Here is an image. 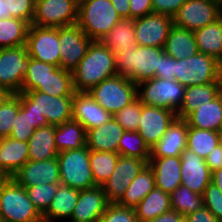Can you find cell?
I'll list each match as a JSON object with an SVG mask.
<instances>
[{
  "label": "cell",
  "instance_id": "obj_1",
  "mask_svg": "<svg viewBox=\"0 0 222 222\" xmlns=\"http://www.w3.org/2000/svg\"><path fill=\"white\" fill-rule=\"evenodd\" d=\"M72 75L75 91L88 92L103 80L118 75L115 55L101 41H92Z\"/></svg>",
  "mask_w": 222,
  "mask_h": 222
},
{
  "label": "cell",
  "instance_id": "obj_2",
  "mask_svg": "<svg viewBox=\"0 0 222 222\" xmlns=\"http://www.w3.org/2000/svg\"><path fill=\"white\" fill-rule=\"evenodd\" d=\"M164 48L137 46L115 55L117 74L135 84L156 77Z\"/></svg>",
  "mask_w": 222,
  "mask_h": 222
},
{
  "label": "cell",
  "instance_id": "obj_3",
  "mask_svg": "<svg viewBox=\"0 0 222 222\" xmlns=\"http://www.w3.org/2000/svg\"><path fill=\"white\" fill-rule=\"evenodd\" d=\"M120 19L111 0H82L78 5L77 25L93 41H101Z\"/></svg>",
  "mask_w": 222,
  "mask_h": 222
},
{
  "label": "cell",
  "instance_id": "obj_4",
  "mask_svg": "<svg viewBox=\"0 0 222 222\" xmlns=\"http://www.w3.org/2000/svg\"><path fill=\"white\" fill-rule=\"evenodd\" d=\"M0 214L5 222L43 221V216L28 198L25 188L11 177L0 182Z\"/></svg>",
  "mask_w": 222,
  "mask_h": 222
},
{
  "label": "cell",
  "instance_id": "obj_5",
  "mask_svg": "<svg viewBox=\"0 0 222 222\" xmlns=\"http://www.w3.org/2000/svg\"><path fill=\"white\" fill-rule=\"evenodd\" d=\"M175 80L184 87L222 82V63L198 52L194 56L177 60Z\"/></svg>",
  "mask_w": 222,
  "mask_h": 222
},
{
  "label": "cell",
  "instance_id": "obj_6",
  "mask_svg": "<svg viewBox=\"0 0 222 222\" xmlns=\"http://www.w3.org/2000/svg\"><path fill=\"white\" fill-rule=\"evenodd\" d=\"M185 87L177 80L154 77L137 84V98L142 104L161 107L175 113L180 109Z\"/></svg>",
  "mask_w": 222,
  "mask_h": 222
},
{
  "label": "cell",
  "instance_id": "obj_7",
  "mask_svg": "<svg viewBox=\"0 0 222 222\" xmlns=\"http://www.w3.org/2000/svg\"><path fill=\"white\" fill-rule=\"evenodd\" d=\"M89 157L90 149L87 146L59 152L60 184L79 191L97 186L92 177Z\"/></svg>",
  "mask_w": 222,
  "mask_h": 222
},
{
  "label": "cell",
  "instance_id": "obj_8",
  "mask_svg": "<svg viewBox=\"0 0 222 222\" xmlns=\"http://www.w3.org/2000/svg\"><path fill=\"white\" fill-rule=\"evenodd\" d=\"M88 93L103 109L114 116L137 98V84L116 75L103 80Z\"/></svg>",
  "mask_w": 222,
  "mask_h": 222
},
{
  "label": "cell",
  "instance_id": "obj_9",
  "mask_svg": "<svg viewBox=\"0 0 222 222\" xmlns=\"http://www.w3.org/2000/svg\"><path fill=\"white\" fill-rule=\"evenodd\" d=\"M73 97H55L37 90L19 93L20 104L43 114L49 125L72 120Z\"/></svg>",
  "mask_w": 222,
  "mask_h": 222
},
{
  "label": "cell",
  "instance_id": "obj_10",
  "mask_svg": "<svg viewBox=\"0 0 222 222\" xmlns=\"http://www.w3.org/2000/svg\"><path fill=\"white\" fill-rule=\"evenodd\" d=\"M28 67L26 45L0 49V89L9 94L20 93Z\"/></svg>",
  "mask_w": 222,
  "mask_h": 222
},
{
  "label": "cell",
  "instance_id": "obj_11",
  "mask_svg": "<svg viewBox=\"0 0 222 222\" xmlns=\"http://www.w3.org/2000/svg\"><path fill=\"white\" fill-rule=\"evenodd\" d=\"M220 18V0H186L173 17V25L194 32Z\"/></svg>",
  "mask_w": 222,
  "mask_h": 222
},
{
  "label": "cell",
  "instance_id": "obj_12",
  "mask_svg": "<svg viewBox=\"0 0 222 222\" xmlns=\"http://www.w3.org/2000/svg\"><path fill=\"white\" fill-rule=\"evenodd\" d=\"M26 47L28 55L33 59L59 67L58 28L29 25Z\"/></svg>",
  "mask_w": 222,
  "mask_h": 222
},
{
  "label": "cell",
  "instance_id": "obj_13",
  "mask_svg": "<svg viewBox=\"0 0 222 222\" xmlns=\"http://www.w3.org/2000/svg\"><path fill=\"white\" fill-rule=\"evenodd\" d=\"M78 5L71 0H36L32 25L63 27L77 24Z\"/></svg>",
  "mask_w": 222,
  "mask_h": 222
},
{
  "label": "cell",
  "instance_id": "obj_14",
  "mask_svg": "<svg viewBox=\"0 0 222 222\" xmlns=\"http://www.w3.org/2000/svg\"><path fill=\"white\" fill-rule=\"evenodd\" d=\"M58 39L60 43L59 67L72 72L86 55L93 40L86 36L77 24L59 27Z\"/></svg>",
  "mask_w": 222,
  "mask_h": 222
},
{
  "label": "cell",
  "instance_id": "obj_15",
  "mask_svg": "<svg viewBox=\"0 0 222 222\" xmlns=\"http://www.w3.org/2000/svg\"><path fill=\"white\" fill-rule=\"evenodd\" d=\"M147 164L143 159L120 155L110 178L102 184L107 201L118 203L125 195L131 181Z\"/></svg>",
  "mask_w": 222,
  "mask_h": 222
},
{
  "label": "cell",
  "instance_id": "obj_16",
  "mask_svg": "<svg viewBox=\"0 0 222 222\" xmlns=\"http://www.w3.org/2000/svg\"><path fill=\"white\" fill-rule=\"evenodd\" d=\"M173 18L150 13L134 19L135 39L138 46L164 48Z\"/></svg>",
  "mask_w": 222,
  "mask_h": 222
},
{
  "label": "cell",
  "instance_id": "obj_17",
  "mask_svg": "<svg viewBox=\"0 0 222 222\" xmlns=\"http://www.w3.org/2000/svg\"><path fill=\"white\" fill-rule=\"evenodd\" d=\"M176 118L177 114L171 110L141 103V118L137 132L151 149Z\"/></svg>",
  "mask_w": 222,
  "mask_h": 222
},
{
  "label": "cell",
  "instance_id": "obj_18",
  "mask_svg": "<svg viewBox=\"0 0 222 222\" xmlns=\"http://www.w3.org/2000/svg\"><path fill=\"white\" fill-rule=\"evenodd\" d=\"M11 178L24 188L39 184H60L58 159L28 160Z\"/></svg>",
  "mask_w": 222,
  "mask_h": 222
},
{
  "label": "cell",
  "instance_id": "obj_19",
  "mask_svg": "<svg viewBox=\"0 0 222 222\" xmlns=\"http://www.w3.org/2000/svg\"><path fill=\"white\" fill-rule=\"evenodd\" d=\"M212 172L205 160L196 153L185 149L181 154V185L203 195L211 183Z\"/></svg>",
  "mask_w": 222,
  "mask_h": 222
},
{
  "label": "cell",
  "instance_id": "obj_20",
  "mask_svg": "<svg viewBox=\"0 0 222 222\" xmlns=\"http://www.w3.org/2000/svg\"><path fill=\"white\" fill-rule=\"evenodd\" d=\"M109 204L102 186L80 190L69 222H99Z\"/></svg>",
  "mask_w": 222,
  "mask_h": 222
},
{
  "label": "cell",
  "instance_id": "obj_21",
  "mask_svg": "<svg viewBox=\"0 0 222 222\" xmlns=\"http://www.w3.org/2000/svg\"><path fill=\"white\" fill-rule=\"evenodd\" d=\"M113 116L103 109L88 92H76L73 97L72 119L86 130L97 128Z\"/></svg>",
  "mask_w": 222,
  "mask_h": 222
},
{
  "label": "cell",
  "instance_id": "obj_22",
  "mask_svg": "<svg viewBox=\"0 0 222 222\" xmlns=\"http://www.w3.org/2000/svg\"><path fill=\"white\" fill-rule=\"evenodd\" d=\"M187 131V121L176 118L163 137L150 149V158L181 156L187 147Z\"/></svg>",
  "mask_w": 222,
  "mask_h": 222
},
{
  "label": "cell",
  "instance_id": "obj_23",
  "mask_svg": "<svg viewBox=\"0 0 222 222\" xmlns=\"http://www.w3.org/2000/svg\"><path fill=\"white\" fill-rule=\"evenodd\" d=\"M148 165L154 173L155 187L171 194L181 185V156L150 158Z\"/></svg>",
  "mask_w": 222,
  "mask_h": 222
},
{
  "label": "cell",
  "instance_id": "obj_24",
  "mask_svg": "<svg viewBox=\"0 0 222 222\" xmlns=\"http://www.w3.org/2000/svg\"><path fill=\"white\" fill-rule=\"evenodd\" d=\"M124 131L122 126L112 118L86 132V146L94 151L118 153V144Z\"/></svg>",
  "mask_w": 222,
  "mask_h": 222
},
{
  "label": "cell",
  "instance_id": "obj_25",
  "mask_svg": "<svg viewBox=\"0 0 222 222\" xmlns=\"http://www.w3.org/2000/svg\"><path fill=\"white\" fill-rule=\"evenodd\" d=\"M29 160V143L9 137L0 138V170L12 177Z\"/></svg>",
  "mask_w": 222,
  "mask_h": 222
},
{
  "label": "cell",
  "instance_id": "obj_26",
  "mask_svg": "<svg viewBox=\"0 0 222 222\" xmlns=\"http://www.w3.org/2000/svg\"><path fill=\"white\" fill-rule=\"evenodd\" d=\"M222 92V82L185 87L183 103L177 111V118L186 119L201 105L209 103Z\"/></svg>",
  "mask_w": 222,
  "mask_h": 222
},
{
  "label": "cell",
  "instance_id": "obj_27",
  "mask_svg": "<svg viewBox=\"0 0 222 222\" xmlns=\"http://www.w3.org/2000/svg\"><path fill=\"white\" fill-rule=\"evenodd\" d=\"M78 197L79 190L59 184L48 211L43 215V221L69 222Z\"/></svg>",
  "mask_w": 222,
  "mask_h": 222
},
{
  "label": "cell",
  "instance_id": "obj_28",
  "mask_svg": "<svg viewBox=\"0 0 222 222\" xmlns=\"http://www.w3.org/2000/svg\"><path fill=\"white\" fill-rule=\"evenodd\" d=\"M185 120L188 126L222 133V92L209 103L201 105Z\"/></svg>",
  "mask_w": 222,
  "mask_h": 222
},
{
  "label": "cell",
  "instance_id": "obj_29",
  "mask_svg": "<svg viewBox=\"0 0 222 222\" xmlns=\"http://www.w3.org/2000/svg\"><path fill=\"white\" fill-rule=\"evenodd\" d=\"M164 52L177 60L196 55L198 48L194 32L173 25L168 33Z\"/></svg>",
  "mask_w": 222,
  "mask_h": 222
},
{
  "label": "cell",
  "instance_id": "obj_30",
  "mask_svg": "<svg viewBox=\"0 0 222 222\" xmlns=\"http://www.w3.org/2000/svg\"><path fill=\"white\" fill-rule=\"evenodd\" d=\"M55 125L42 126L34 130L29 143V160L42 161L58 155L54 140Z\"/></svg>",
  "mask_w": 222,
  "mask_h": 222
},
{
  "label": "cell",
  "instance_id": "obj_31",
  "mask_svg": "<svg viewBox=\"0 0 222 222\" xmlns=\"http://www.w3.org/2000/svg\"><path fill=\"white\" fill-rule=\"evenodd\" d=\"M101 42L110 49L114 55L127 49L136 48L134 19L121 18L119 22L107 33Z\"/></svg>",
  "mask_w": 222,
  "mask_h": 222
},
{
  "label": "cell",
  "instance_id": "obj_32",
  "mask_svg": "<svg viewBox=\"0 0 222 222\" xmlns=\"http://www.w3.org/2000/svg\"><path fill=\"white\" fill-rule=\"evenodd\" d=\"M154 188V173L147 164L131 181L125 195L117 204L121 207L135 208Z\"/></svg>",
  "mask_w": 222,
  "mask_h": 222
},
{
  "label": "cell",
  "instance_id": "obj_33",
  "mask_svg": "<svg viewBox=\"0 0 222 222\" xmlns=\"http://www.w3.org/2000/svg\"><path fill=\"white\" fill-rule=\"evenodd\" d=\"M199 53L210 55L222 63V18L194 31Z\"/></svg>",
  "mask_w": 222,
  "mask_h": 222
},
{
  "label": "cell",
  "instance_id": "obj_34",
  "mask_svg": "<svg viewBox=\"0 0 222 222\" xmlns=\"http://www.w3.org/2000/svg\"><path fill=\"white\" fill-rule=\"evenodd\" d=\"M54 140L57 151H68L86 146V130L75 120L55 125Z\"/></svg>",
  "mask_w": 222,
  "mask_h": 222
},
{
  "label": "cell",
  "instance_id": "obj_35",
  "mask_svg": "<svg viewBox=\"0 0 222 222\" xmlns=\"http://www.w3.org/2000/svg\"><path fill=\"white\" fill-rule=\"evenodd\" d=\"M170 194L155 187L144 199L134 208L139 222H147L157 216L171 211Z\"/></svg>",
  "mask_w": 222,
  "mask_h": 222
},
{
  "label": "cell",
  "instance_id": "obj_36",
  "mask_svg": "<svg viewBox=\"0 0 222 222\" xmlns=\"http://www.w3.org/2000/svg\"><path fill=\"white\" fill-rule=\"evenodd\" d=\"M36 90L55 97L74 96L72 72L56 67Z\"/></svg>",
  "mask_w": 222,
  "mask_h": 222
},
{
  "label": "cell",
  "instance_id": "obj_37",
  "mask_svg": "<svg viewBox=\"0 0 222 222\" xmlns=\"http://www.w3.org/2000/svg\"><path fill=\"white\" fill-rule=\"evenodd\" d=\"M221 132L188 126L187 149L205 159L220 143Z\"/></svg>",
  "mask_w": 222,
  "mask_h": 222
},
{
  "label": "cell",
  "instance_id": "obj_38",
  "mask_svg": "<svg viewBox=\"0 0 222 222\" xmlns=\"http://www.w3.org/2000/svg\"><path fill=\"white\" fill-rule=\"evenodd\" d=\"M29 24L20 19H0V49L26 45Z\"/></svg>",
  "mask_w": 222,
  "mask_h": 222
},
{
  "label": "cell",
  "instance_id": "obj_39",
  "mask_svg": "<svg viewBox=\"0 0 222 222\" xmlns=\"http://www.w3.org/2000/svg\"><path fill=\"white\" fill-rule=\"evenodd\" d=\"M119 156L118 153L90 150L91 173L97 186H102L110 178Z\"/></svg>",
  "mask_w": 222,
  "mask_h": 222
},
{
  "label": "cell",
  "instance_id": "obj_40",
  "mask_svg": "<svg viewBox=\"0 0 222 222\" xmlns=\"http://www.w3.org/2000/svg\"><path fill=\"white\" fill-rule=\"evenodd\" d=\"M170 200L171 210L184 217L204 206L202 195L182 185L170 194Z\"/></svg>",
  "mask_w": 222,
  "mask_h": 222
},
{
  "label": "cell",
  "instance_id": "obj_41",
  "mask_svg": "<svg viewBox=\"0 0 222 222\" xmlns=\"http://www.w3.org/2000/svg\"><path fill=\"white\" fill-rule=\"evenodd\" d=\"M118 154L127 157L150 160V148L137 131L125 130L118 144Z\"/></svg>",
  "mask_w": 222,
  "mask_h": 222
},
{
  "label": "cell",
  "instance_id": "obj_42",
  "mask_svg": "<svg viewBox=\"0 0 222 222\" xmlns=\"http://www.w3.org/2000/svg\"><path fill=\"white\" fill-rule=\"evenodd\" d=\"M56 67L55 65L35 60L29 56V67L22 84L21 92L36 90Z\"/></svg>",
  "mask_w": 222,
  "mask_h": 222
},
{
  "label": "cell",
  "instance_id": "obj_43",
  "mask_svg": "<svg viewBox=\"0 0 222 222\" xmlns=\"http://www.w3.org/2000/svg\"><path fill=\"white\" fill-rule=\"evenodd\" d=\"M20 109L18 94H7L0 103V138L9 137L14 120Z\"/></svg>",
  "mask_w": 222,
  "mask_h": 222
},
{
  "label": "cell",
  "instance_id": "obj_44",
  "mask_svg": "<svg viewBox=\"0 0 222 222\" xmlns=\"http://www.w3.org/2000/svg\"><path fill=\"white\" fill-rule=\"evenodd\" d=\"M58 185L59 184H39L25 188L28 198L42 216L48 211L58 189Z\"/></svg>",
  "mask_w": 222,
  "mask_h": 222
},
{
  "label": "cell",
  "instance_id": "obj_45",
  "mask_svg": "<svg viewBox=\"0 0 222 222\" xmlns=\"http://www.w3.org/2000/svg\"><path fill=\"white\" fill-rule=\"evenodd\" d=\"M113 118L127 131H137L141 118V102L136 98L118 111Z\"/></svg>",
  "mask_w": 222,
  "mask_h": 222
},
{
  "label": "cell",
  "instance_id": "obj_46",
  "mask_svg": "<svg viewBox=\"0 0 222 222\" xmlns=\"http://www.w3.org/2000/svg\"><path fill=\"white\" fill-rule=\"evenodd\" d=\"M36 0H6L5 19L11 17L24 20L29 25L33 21Z\"/></svg>",
  "mask_w": 222,
  "mask_h": 222
},
{
  "label": "cell",
  "instance_id": "obj_47",
  "mask_svg": "<svg viewBox=\"0 0 222 222\" xmlns=\"http://www.w3.org/2000/svg\"><path fill=\"white\" fill-rule=\"evenodd\" d=\"M35 128L29 119L28 110L20 104L17 116L11 128L10 137L19 141L28 142Z\"/></svg>",
  "mask_w": 222,
  "mask_h": 222
},
{
  "label": "cell",
  "instance_id": "obj_48",
  "mask_svg": "<svg viewBox=\"0 0 222 222\" xmlns=\"http://www.w3.org/2000/svg\"><path fill=\"white\" fill-rule=\"evenodd\" d=\"M99 222H139L134 208L121 207L110 203Z\"/></svg>",
  "mask_w": 222,
  "mask_h": 222
},
{
  "label": "cell",
  "instance_id": "obj_49",
  "mask_svg": "<svg viewBox=\"0 0 222 222\" xmlns=\"http://www.w3.org/2000/svg\"><path fill=\"white\" fill-rule=\"evenodd\" d=\"M203 197V205L220 222L222 221V193L212 182L206 187Z\"/></svg>",
  "mask_w": 222,
  "mask_h": 222
},
{
  "label": "cell",
  "instance_id": "obj_50",
  "mask_svg": "<svg viewBox=\"0 0 222 222\" xmlns=\"http://www.w3.org/2000/svg\"><path fill=\"white\" fill-rule=\"evenodd\" d=\"M186 0H152L153 13L174 17Z\"/></svg>",
  "mask_w": 222,
  "mask_h": 222
},
{
  "label": "cell",
  "instance_id": "obj_51",
  "mask_svg": "<svg viewBox=\"0 0 222 222\" xmlns=\"http://www.w3.org/2000/svg\"><path fill=\"white\" fill-rule=\"evenodd\" d=\"M175 64H177V59L163 52L159 56V70H156V77L174 80L175 79Z\"/></svg>",
  "mask_w": 222,
  "mask_h": 222
},
{
  "label": "cell",
  "instance_id": "obj_52",
  "mask_svg": "<svg viewBox=\"0 0 222 222\" xmlns=\"http://www.w3.org/2000/svg\"><path fill=\"white\" fill-rule=\"evenodd\" d=\"M130 19L153 13L152 0H129Z\"/></svg>",
  "mask_w": 222,
  "mask_h": 222
},
{
  "label": "cell",
  "instance_id": "obj_53",
  "mask_svg": "<svg viewBox=\"0 0 222 222\" xmlns=\"http://www.w3.org/2000/svg\"><path fill=\"white\" fill-rule=\"evenodd\" d=\"M204 160L211 172L222 168V146L218 144Z\"/></svg>",
  "mask_w": 222,
  "mask_h": 222
},
{
  "label": "cell",
  "instance_id": "obj_54",
  "mask_svg": "<svg viewBox=\"0 0 222 222\" xmlns=\"http://www.w3.org/2000/svg\"><path fill=\"white\" fill-rule=\"evenodd\" d=\"M188 222H220L206 207L185 216Z\"/></svg>",
  "mask_w": 222,
  "mask_h": 222
},
{
  "label": "cell",
  "instance_id": "obj_55",
  "mask_svg": "<svg viewBox=\"0 0 222 222\" xmlns=\"http://www.w3.org/2000/svg\"><path fill=\"white\" fill-rule=\"evenodd\" d=\"M26 109L28 110V115L32 123V126L35 129L49 125L45 116L43 114H40L36 109H31V108H26Z\"/></svg>",
  "mask_w": 222,
  "mask_h": 222
},
{
  "label": "cell",
  "instance_id": "obj_56",
  "mask_svg": "<svg viewBox=\"0 0 222 222\" xmlns=\"http://www.w3.org/2000/svg\"><path fill=\"white\" fill-rule=\"evenodd\" d=\"M111 2L121 18L130 19L129 0H111Z\"/></svg>",
  "mask_w": 222,
  "mask_h": 222
},
{
  "label": "cell",
  "instance_id": "obj_57",
  "mask_svg": "<svg viewBox=\"0 0 222 222\" xmlns=\"http://www.w3.org/2000/svg\"><path fill=\"white\" fill-rule=\"evenodd\" d=\"M180 214H178L176 211H169L165 214H162L160 216L155 217L152 220H149L147 222H179V220L182 218Z\"/></svg>",
  "mask_w": 222,
  "mask_h": 222
},
{
  "label": "cell",
  "instance_id": "obj_58",
  "mask_svg": "<svg viewBox=\"0 0 222 222\" xmlns=\"http://www.w3.org/2000/svg\"><path fill=\"white\" fill-rule=\"evenodd\" d=\"M211 182L218 187L222 193V168L212 172Z\"/></svg>",
  "mask_w": 222,
  "mask_h": 222
},
{
  "label": "cell",
  "instance_id": "obj_59",
  "mask_svg": "<svg viewBox=\"0 0 222 222\" xmlns=\"http://www.w3.org/2000/svg\"><path fill=\"white\" fill-rule=\"evenodd\" d=\"M6 0H0V19H5Z\"/></svg>",
  "mask_w": 222,
  "mask_h": 222
},
{
  "label": "cell",
  "instance_id": "obj_60",
  "mask_svg": "<svg viewBox=\"0 0 222 222\" xmlns=\"http://www.w3.org/2000/svg\"><path fill=\"white\" fill-rule=\"evenodd\" d=\"M8 93H6L5 91H3L2 89H0V103L2 101V99L7 95Z\"/></svg>",
  "mask_w": 222,
  "mask_h": 222
},
{
  "label": "cell",
  "instance_id": "obj_61",
  "mask_svg": "<svg viewBox=\"0 0 222 222\" xmlns=\"http://www.w3.org/2000/svg\"><path fill=\"white\" fill-rule=\"evenodd\" d=\"M8 177L0 170V182L4 181Z\"/></svg>",
  "mask_w": 222,
  "mask_h": 222
},
{
  "label": "cell",
  "instance_id": "obj_62",
  "mask_svg": "<svg viewBox=\"0 0 222 222\" xmlns=\"http://www.w3.org/2000/svg\"><path fill=\"white\" fill-rule=\"evenodd\" d=\"M179 222H188V221H187L186 217L183 216V217L179 220Z\"/></svg>",
  "mask_w": 222,
  "mask_h": 222
},
{
  "label": "cell",
  "instance_id": "obj_63",
  "mask_svg": "<svg viewBox=\"0 0 222 222\" xmlns=\"http://www.w3.org/2000/svg\"><path fill=\"white\" fill-rule=\"evenodd\" d=\"M71 1H73V2H75L77 5H79L82 0H71Z\"/></svg>",
  "mask_w": 222,
  "mask_h": 222
},
{
  "label": "cell",
  "instance_id": "obj_64",
  "mask_svg": "<svg viewBox=\"0 0 222 222\" xmlns=\"http://www.w3.org/2000/svg\"><path fill=\"white\" fill-rule=\"evenodd\" d=\"M0 222H5L3 216L0 214Z\"/></svg>",
  "mask_w": 222,
  "mask_h": 222
},
{
  "label": "cell",
  "instance_id": "obj_65",
  "mask_svg": "<svg viewBox=\"0 0 222 222\" xmlns=\"http://www.w3.org/2000/svg\"><path fill=\"white\" fill-rule=\"evenodd\" d=\"M219 144L222 146V133H221V136H220V143Z\"/></svg>",
  "mask_w": 222,
  "mask_h": 222
},
{
  "label": "cell",
  "instance_id": "obj_66",
  "mask_svg": "<svg viewBox=\"0 0 222 222\" xmlns=\"http://www.w3.org/2000/svg\"><path fill=\"white\" fill-rule=\"evenodd\" d=\"M221 1V18H222V0H220Z\"/></svg>",
  "mask_w": 222,
  "mask_h": 222
}]
</instances>
